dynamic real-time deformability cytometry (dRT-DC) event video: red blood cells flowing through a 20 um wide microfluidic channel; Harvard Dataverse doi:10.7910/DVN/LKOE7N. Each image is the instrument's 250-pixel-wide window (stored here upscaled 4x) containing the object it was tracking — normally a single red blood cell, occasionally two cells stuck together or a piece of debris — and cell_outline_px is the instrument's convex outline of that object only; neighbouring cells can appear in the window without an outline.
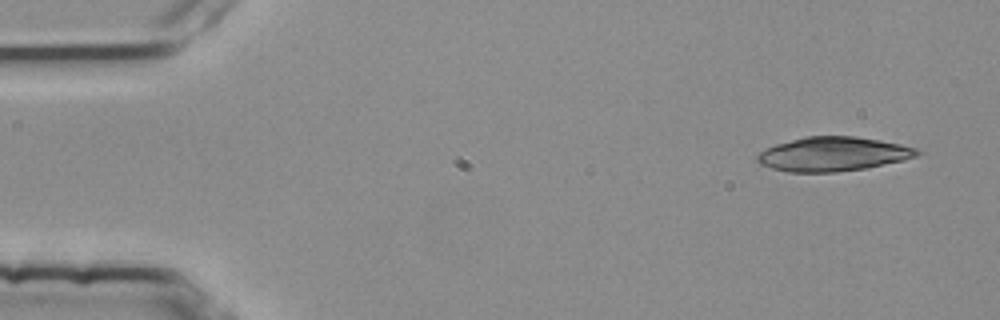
{"species": "common noctule bat (a hibernating species)", "species_latin": "Nyctalus noctula", "temperature_condition": "room temperature", "stored_images_in_passage": 5, "camera_frame_rate_fps": 3000, "um_per_image_px": 0.085, "animal": {"sex": "female", "body_mass_g": 25.1}, "frame": {"image": 1, "passage_image": 1, "time_ms": 0.0, "image_size_px": [1000, 320], "cell_outline_px": [[924, 152], [916, 156], [904, 160], [864, 168], [836, 172], [788, 172], [772, 168], [760, 164], [756, 160], [756, 156], [764, 148], [776, 144], [804, 136], [856, 136], [880, 140], [900, 144], [916, 148]], "centroid_in_image_um": [70.8, 13.09], "position_along_channel_um": 14.2, "area_um2": 31.91}}